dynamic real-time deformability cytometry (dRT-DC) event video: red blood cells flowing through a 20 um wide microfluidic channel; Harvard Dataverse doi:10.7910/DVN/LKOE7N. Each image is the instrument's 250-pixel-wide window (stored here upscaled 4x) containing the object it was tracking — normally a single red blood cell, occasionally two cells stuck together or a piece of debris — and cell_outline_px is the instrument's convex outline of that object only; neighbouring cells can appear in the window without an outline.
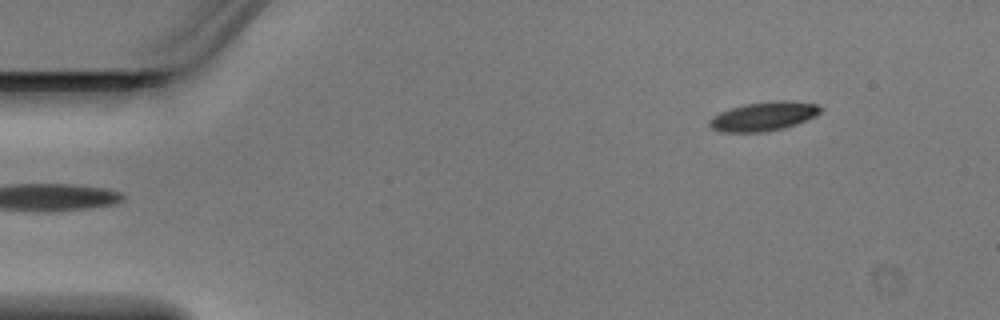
{"species": "Egyptian fruit bat (a non-hibernating species)", "species_latin": "Rousettus aegyptiacus", "temperature_condition": "warm", "stored_images_in_passage": 4, "segment_of_instrument_passage": [2, 2], "camera_frame_rate_fps": 3000, "um_per_image_px": 0.085, "animal": {"sex": "male"}, "frame": {"image": 1, "passage_image": 4, "time_ms": 1.0, "image_size_px": [1000, 320], "cell_outline_px": [[824, 108], [816, 116], [796, 124], [784, 128], [760, 132], [720, 132], [712, 128], [708, 124], [708, 120], [712, 116], [720, 112], [744, 104], [776, 100], [784, 100], [816, 104]], "centroid_in_image_um": [64.9, 9.89], "position_along_channel_um": 20.1, "area_um2": 18.79}}